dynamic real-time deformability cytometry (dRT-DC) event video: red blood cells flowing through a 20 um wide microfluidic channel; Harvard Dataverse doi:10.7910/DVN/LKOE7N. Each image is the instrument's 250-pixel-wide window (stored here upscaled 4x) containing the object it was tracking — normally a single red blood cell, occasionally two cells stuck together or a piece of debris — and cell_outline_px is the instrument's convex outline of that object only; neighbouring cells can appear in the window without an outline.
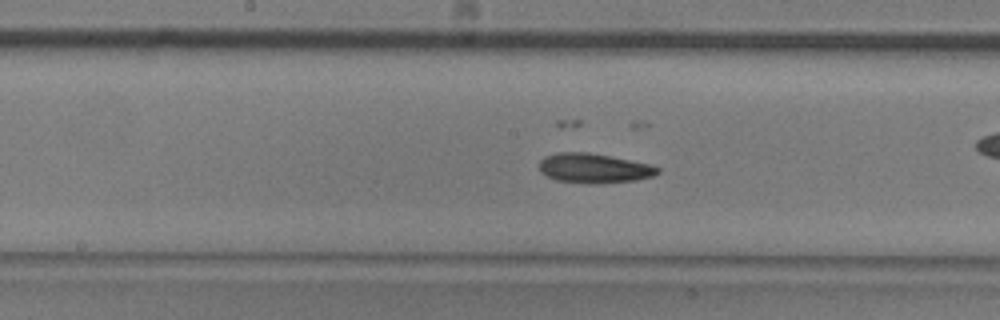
{"species": "common noctule bat (a hibernating species)", "species_latin": "Nyctalus noctula", "temperature_condition": "room temperature", "stored_images_in_passage": 40, "camera_frame_rate_fps": 3000, "um_per_image_px": 0.085, "animal": {"sex": "male", "body_mass_g": 20.5, "forearm_length_mm": 52.5}, "frame": {"image": 1, "passage_image": 12, "time_ms": 3.667, "image_size_px": [1000, 320], "cell_outline_px": [[660, 172], [652, 176], [636, 180], [600, 184], [556, 180], [540, 172], [540, 160], [544, 156], [556, 152], [588, 152], [652, 164], [660, 168]], "centroid_in_image_um": [50.5, 14.29], "position_along_channel_um": 197.7, "area_um2": 20.46}}
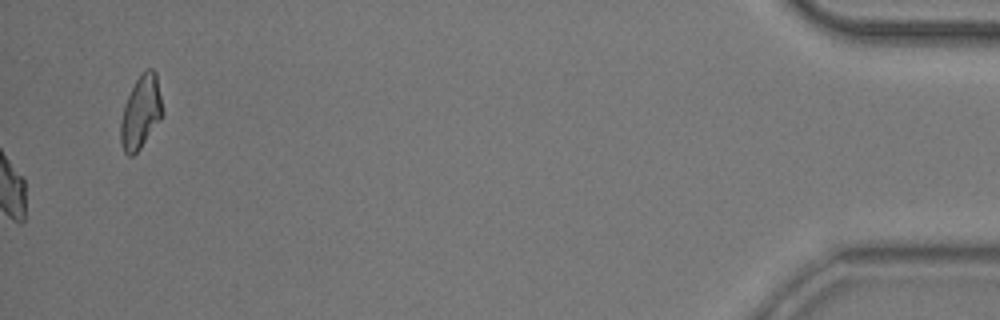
{"frame": {"image": 2, "passage_image": 40, "time_ms": 13.0, "image_size_px": [1000, 320], "cell_outline_px": [[164, 112], [160, 120], [140, 148], [132, 156], [128, 156], [124, 152], [120, 140], [120, 120], [124, 104], [136, 80], [148, 68], [152, 68], [156, 72]], "centroid_in_image_um": [11.97, 9.54], "position_along_channel_um": 423.2, "area_um2": 17.74}, "authors_computed_cell_mechanics": {"area_um2": 19.5942, "velocity_mm_per_s": 3.7025, "shape_relaxation_time_tau1_ms": 5.6057, "shape_relaxation_time_tau2_ms": 6.56, "deformation_change_tau1": 0.1483, "deformation_change_tau2": 0.1353}}